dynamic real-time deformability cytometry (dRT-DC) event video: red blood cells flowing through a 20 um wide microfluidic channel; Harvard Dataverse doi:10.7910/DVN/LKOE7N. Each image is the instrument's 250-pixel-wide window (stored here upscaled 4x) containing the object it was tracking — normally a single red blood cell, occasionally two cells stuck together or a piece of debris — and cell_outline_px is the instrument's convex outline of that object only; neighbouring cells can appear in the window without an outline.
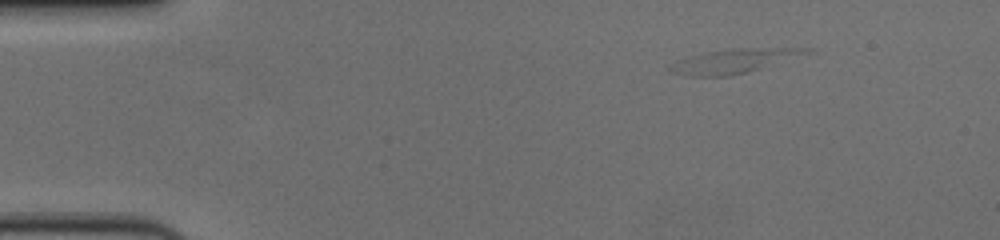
{"species": "human", "species_latin": "Homo sapiens", "temperature_condition": "cold", "stored_images_in_passage": 48, "camera_frame_rate_fps": 3000, "um_per_image_px": 0.085, "donor": {"sex": "female"}, "frame": {"image": 1, "passage_image": 8, "time_ms": 2.333, "image_size_px": [1000, 240], "cell_outline_px": [[812, 52], [732, 76], [684, 76], [668, 72], [668, 64], [688, 56], [704, 52], [732, 48], [812, 48]], "centroid_in_image_um": [62.24, 5.19], "position_along_channel_um": 22.8, "area_um2": 19.13}}
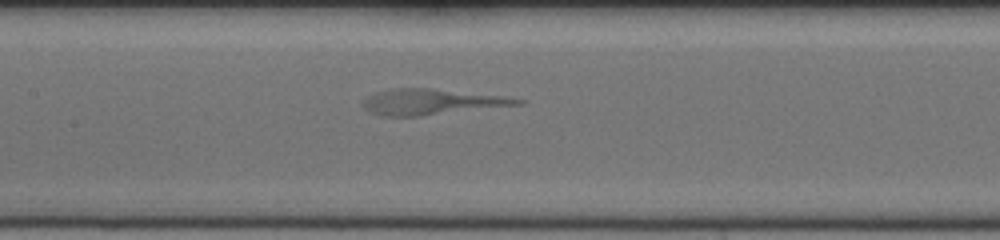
{"frame": {"image": 2, "passage_image": 28, "time_ms": 9.0, "image_size_px": [1000, 240], "cell_outline_px": [[524, 104], [420, 116], [380, 116], [364, 108], [364, 100], [368, 96], [376, 92], [392, 88], [432, 88], [504, 96], [524, 100]], "centroid_in_image_um": [36.69, 8.65], "position_along_channel_um": 170.7, "area_um2": 23.0}}
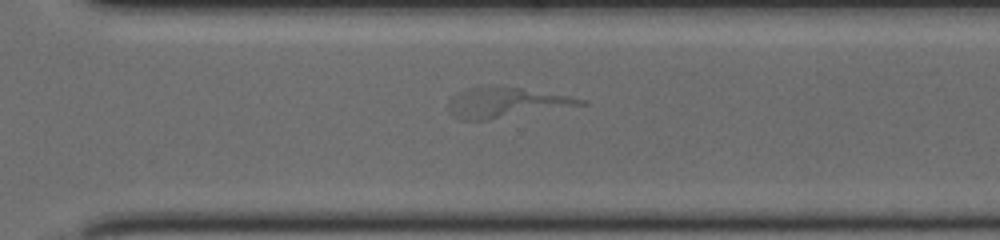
{"frame": {"image": 3, "passage_image": 41, "time_ms": 13.333, "image_size_px": [1000, 240], "cell_outline_px": [[588, 104], [488, 120], [460, 120], [448, 112], [448, 96], [464, 88], [480, 84], [496, 84], [520, 88], [588, 100]], "centroid_in_image_um": [42.86, 8.69], "position_along_channel_um": 327.7, "area_um2": 23.87}}